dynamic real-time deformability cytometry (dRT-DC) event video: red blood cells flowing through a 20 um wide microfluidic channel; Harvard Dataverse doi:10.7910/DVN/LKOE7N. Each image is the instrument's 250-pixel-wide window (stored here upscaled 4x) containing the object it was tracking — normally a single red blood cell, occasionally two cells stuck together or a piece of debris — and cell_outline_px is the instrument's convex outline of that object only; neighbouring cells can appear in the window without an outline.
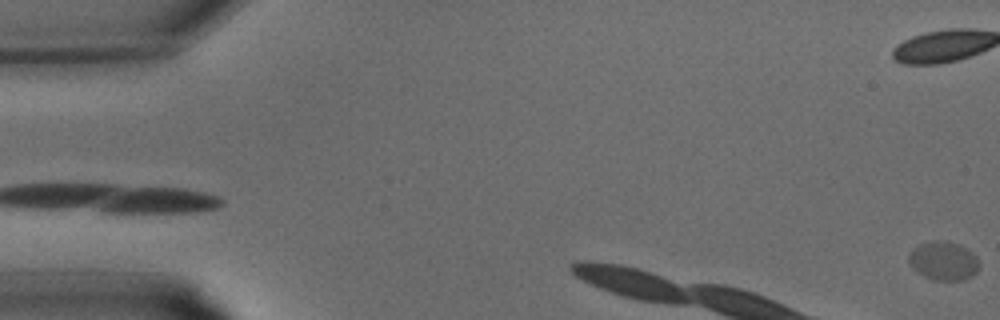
{"species": "common noctule bat (a hibernating species)", "species_latin": "Nyctalus noctula", "temperature_condition": "warm", "stored_images_in_passage": 5, "segment_of_instrument_passage": [2, 2], "camera_frame_rate_fps": 3000, "um_per_image_px": 0.085, "animal": {"sex": "male", "body_mass_g": 15.6}, "frame": {"image": 1, "passage_image": 5, "time_ms": 1.333, "image_size_px": [1000, 320], "cell_outline_px": [[980, 268], [972, 276], [964, 280], [932, 280], [924, 276], [908, 260], [908, 256], [912, 248], [920, 244], [932, 240], [948, 240], [960, 244], [972, 252], [976, 256], [980, 264]], "centroid_in_image_um": [80.24, 22.15], "position_along_channel_um": 4.8, "area_um2": 16.01}}